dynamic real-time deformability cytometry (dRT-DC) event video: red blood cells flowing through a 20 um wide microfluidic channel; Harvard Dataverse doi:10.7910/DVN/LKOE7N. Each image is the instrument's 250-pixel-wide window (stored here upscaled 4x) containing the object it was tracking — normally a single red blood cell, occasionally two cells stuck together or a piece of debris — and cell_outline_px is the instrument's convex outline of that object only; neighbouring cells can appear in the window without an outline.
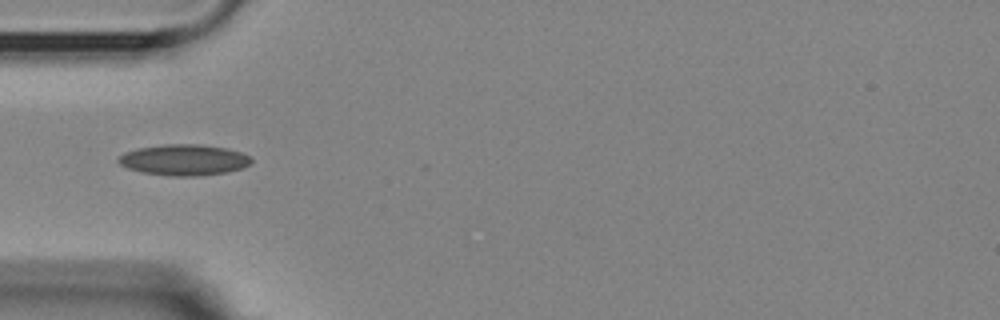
{"species": "Egyptian fruit bat (a non-hibernating species)", "species_latin": "Rousettus aegyptiacus", "temperature_condition": "room temperature", "stored_images_in_passage": 2, "camera_frame_rate_fps": 3000, "um_per_image_px": 0.085, "animal": {"sex": "female"}, "frame": {"image": 1, "passage_image": 2, "time_ms": 1.333, "image_size_px": [1000, 320], "cell_outline_px": [[252, 164], [244, 168], [228, 172], [200, 176], [168, 176], [140, 172], [128, 168], [120, 164], [116, 160], [124, 152], [136, 148], [164, 144], [200, 144], [228, 148], [240, 152], [248, 156], [252, 160]], "centroid_in_image_um": [15.64, 13.59], "position_along_channel_um": 69.4, "area_um2": 24.33}}